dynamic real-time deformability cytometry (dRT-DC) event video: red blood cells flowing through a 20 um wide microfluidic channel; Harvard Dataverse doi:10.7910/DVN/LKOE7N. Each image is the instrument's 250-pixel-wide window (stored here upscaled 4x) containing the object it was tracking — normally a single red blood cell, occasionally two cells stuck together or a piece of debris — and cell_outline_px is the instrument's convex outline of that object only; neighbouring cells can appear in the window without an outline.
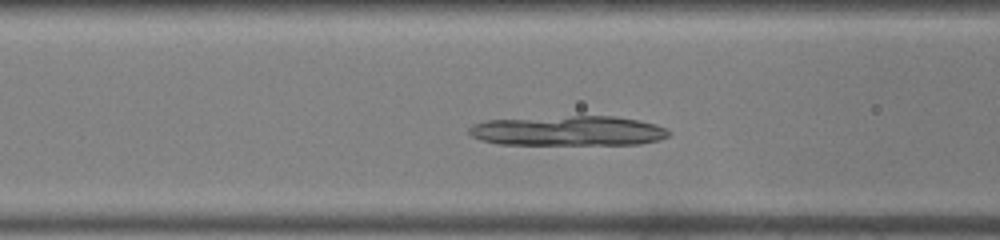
{"species": "common noctule bat (a hibernating species)", "species_latin": "Nyctalus noctula", "temperature_condition": "warm", "stored_images_in_passage": 38, "camera_frame_rate_fps": 3000, "um_per_image_px": 0.085, "animal": {"sex": "male", "body_mass_g": 19.0, "forearm_length_mm": 50.8}, "frame": {"image": 1, "passage_image": 11, "time_ms": 3.333, "image_size_px": [1000, 240], "cell_outline_px": [[672, 132], [668, 136], [660, 140], [640, 144], [500, 144], [480, 140], [472, 136], [468, 132], [468, 128], [472, 124], [484, 120], [572, 116], [616, 116], [640, 120], [656, 124], [668, 128]], "centroid_in_image_um": [48.33, 11.12], "position_along_channel_um": 118.3, "area_um2": 35.03}}
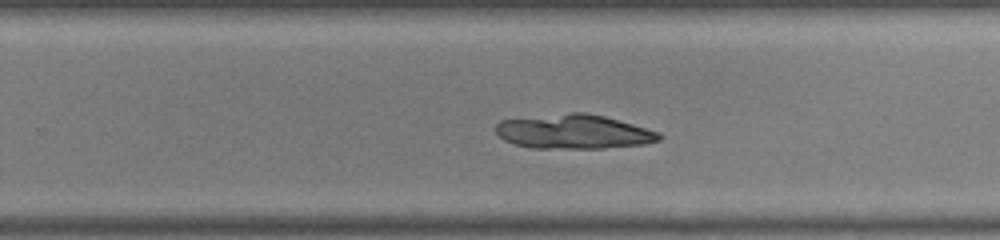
{"frame": {"image": 2, "passage_image": 22, "time_ms": 7.0, "image_size_px": [1000, 240], "cell_outline_px": [[660, 140], [644, 144], [604, 148], [532, 148], [516, 144], [504, 140], [496, 132], [496, 124], [500, 120], [572, 112], [584, 112], [604, 116], [660, 132]], "centroid_in_image_um": [48.76, 11.19], "position_along_channel_um": 281.0, "area_um2": 32.43}}
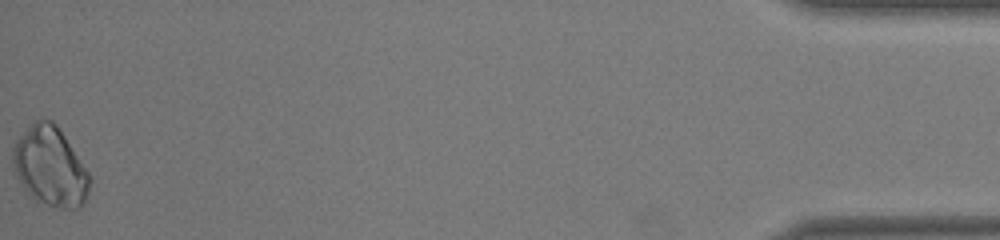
{"frame": {"image": 3, "passage_image": 38, "time_ms": 12.333, "image_size_px": [1000, 240], "cell_outline_px": [[88, 196], [80, 208], [56, 208], [36, 200], [24, 188], [12, 164], [12, 152], [16, 140], [40, 116], [52, 120], [56, 124], [88, 172]], "centroid_in_image_um": [4.25, 14.14], "position_along_channel_um": 430.9, "area_um2": 34.91}}